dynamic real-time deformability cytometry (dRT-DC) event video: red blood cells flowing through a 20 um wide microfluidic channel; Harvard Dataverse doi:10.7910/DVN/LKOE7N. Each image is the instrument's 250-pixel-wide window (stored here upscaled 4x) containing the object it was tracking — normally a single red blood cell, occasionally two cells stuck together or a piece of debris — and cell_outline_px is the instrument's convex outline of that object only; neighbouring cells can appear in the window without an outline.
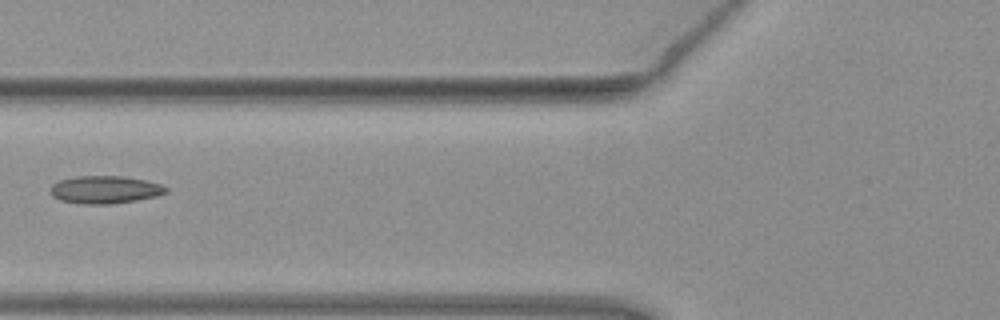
{"species": "common noctule bat (a hibernating species)", "species_latin": "Nyctalus noctula", "temperature_condition": "warm", "stored_images_in_passage": 4, "camera_frame_rate_fps": 3000, "um_per_image_px": 0.085, "animal": {"sex": "female", "body_mass_g": 19.3, "forearm_length_mm": 54.1}, "frame": {"image": 1, "passage_image": 4, "time_ms": 1.0, "image_size_px": [1000, 320], "cell_outline_px": [[168, 192], [156, 196], [136, 200], [112, 204], [84, 204], [60, 200], [52, 196], [48, 188], [52, 184], [60, 180], [76, 176], [124, 176], [144, 180], [160, 184], [168, 188]], "centroid_in_image_um": [8.89, 16.12], "position_along_channel_um": 116.9, "area_um2": 18.73}}